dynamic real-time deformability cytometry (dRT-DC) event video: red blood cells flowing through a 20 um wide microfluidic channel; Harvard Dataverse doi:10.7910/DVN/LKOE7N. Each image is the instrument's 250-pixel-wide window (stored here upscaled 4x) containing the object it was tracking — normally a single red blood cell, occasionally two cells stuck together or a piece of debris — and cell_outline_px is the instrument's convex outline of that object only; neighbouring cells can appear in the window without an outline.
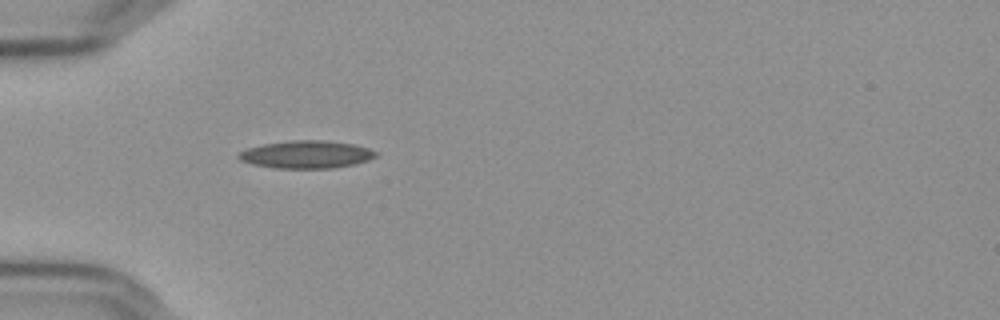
{"species": "Egyptian fruit bat (a non-hibernating species)", "species_latin": "Rousettus aegyptiacus", "temperature_condition": "cold", "stored_images_in_passage": 2, "camera_frame_rate_fps": 3000, "um_per_image_px": 0.085, "frame": {"image": 1, "passage_image": 2, "time_ms": 0.333, "image_size_px": [1000, 320], "cell_outline_px": [[380, 152], [376, 156], [368, 160], [356, 164], [332, 168], [272, 168], [252, 164], [240, 160], [236, 156], [240, 152], [248, 148], [264, 144], [288, 140], [324, 140], [352, 144], [368, 148]], "centroid_in_image_um": [26.05, 13.13], "position_along_channel_um": 59.0, "area_um2": 22.2}}